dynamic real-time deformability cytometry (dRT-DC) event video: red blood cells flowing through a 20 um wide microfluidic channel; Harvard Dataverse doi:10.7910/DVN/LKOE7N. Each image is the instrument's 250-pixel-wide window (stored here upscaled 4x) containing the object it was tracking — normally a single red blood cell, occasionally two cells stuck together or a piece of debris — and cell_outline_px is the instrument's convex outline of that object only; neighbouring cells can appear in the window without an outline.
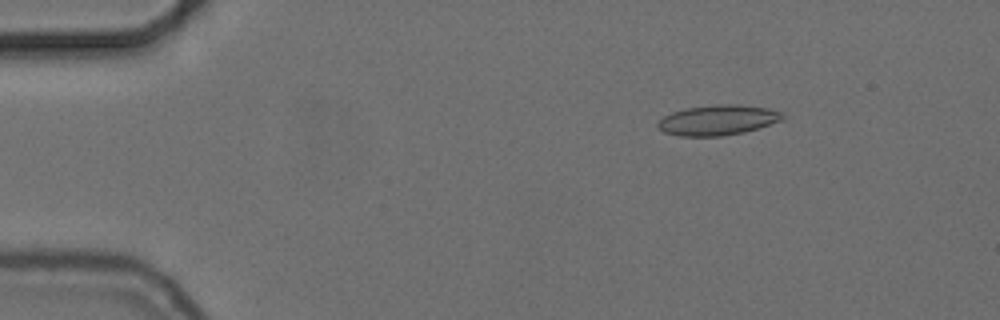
{"species": "common noctule bat (a hibernating species)", "species_latin": "Nyctalus noctula", "temperature_condition": "cold", "stored_images_in_passage": 49, "camera_frame_rate_fps": 3000, "um_per_image_px": 0.085, "animal": {"sex": "female", "body_mass_g": 24.6, "forearm_length_mm": 56.2}, "frame": {"image": 1, "passage_image": 2, "time_ms": 0.333, "image_size_px": [1000, 320], "cell_outline_px": [[784, 120], [760, 128], [744, 132], [724, 136], [680, 136], [664, 132], [656, 124], [664, 116], [672, 112], [688, 108], [716, 104], [736, 104], [768, 108], [780, 112], [784, 116]], "centroid_in_image_um": [61.05, 10.21], "position_along_channel_um": 24.0, "area_um2": 21.96}}
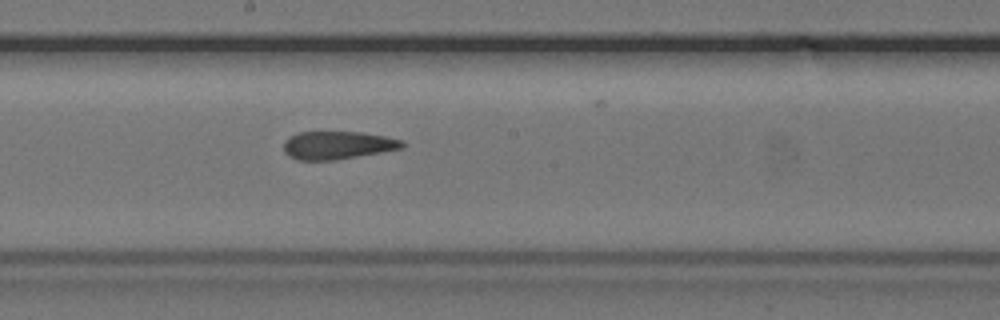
{"frame": {"image": 2, "passage_image": 24, "time_ms": 7.667, "image_size_px": [1000, 320], "cell_outline_px": [[404, 148], [336, 160], [296, 160], [288, 156], [284, 152], [284, 140], [288, 136], [296, 132], [360, 132], [384, 136], [404, 140]], "centroid_in_image_um": [28.66, 12.34], "position_along_channel_um": 219.5, "area_um2": 19.54}}
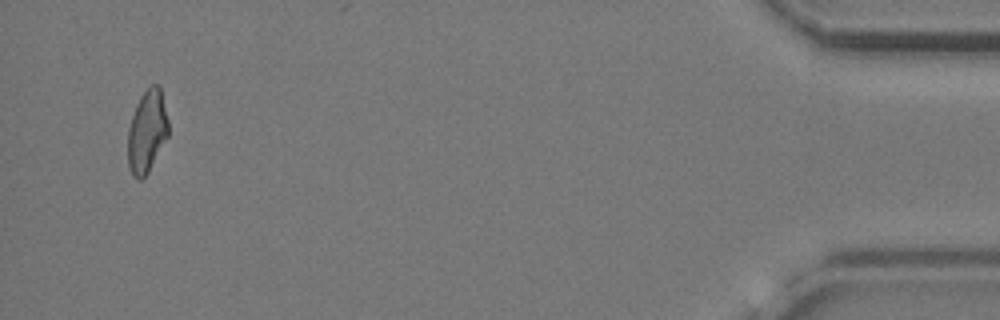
{"frame": {"image": 3, "passage_image": 47, "time_ms": 15.333, "image_size_px": [1000, 320], "cell_outline_px": [[168, 136], [148, 172], [140, 180], [136, 180], [132, 176], [128, 164], [128, 128], [136, 104], [140, 96], [152, 84], [160, 84], [168, 120]], "centroid_in_image_um": [12.49, 11.17], "position_along_channel_um": 422.7, "area_um2": 19.54}}